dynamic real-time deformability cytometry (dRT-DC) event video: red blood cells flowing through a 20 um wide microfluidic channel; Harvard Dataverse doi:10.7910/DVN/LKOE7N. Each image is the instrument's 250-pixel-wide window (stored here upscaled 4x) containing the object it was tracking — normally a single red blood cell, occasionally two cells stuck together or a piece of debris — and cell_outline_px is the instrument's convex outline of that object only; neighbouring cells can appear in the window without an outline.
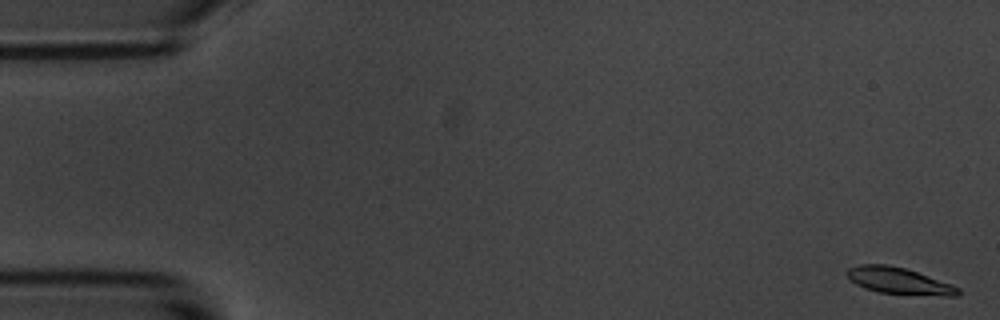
{"species": "common noctule bat (a hibernating species)", "species_latin": "Nyctalus noctula", "temperature_condition": "room temperature", "stored_images_in_passage": 6, "camera_frame_rate_fps": 3000, "um_per_image_px": 0.085, "animal": {"sex": "male", "body_mass_g": 20.1, "forearm_length_mm": 53.5}, "frame": {"image": 1, "passage_image": 1, "time_ms": 0.0, "image_size_px": [1000, 320], "cell_outline_px": [[960, 292], [956, 296], [948, 296], [880, 292], [864, 288], [856, 284], [848, 276], [848, 268], [860, 264], [888, 264], [904, 268], [916, 272], [960, 288]], "centroid_in_image_um": [76.38, 23.86], "position_along_channel_um": 8.6, "area_um2": 16.65}}
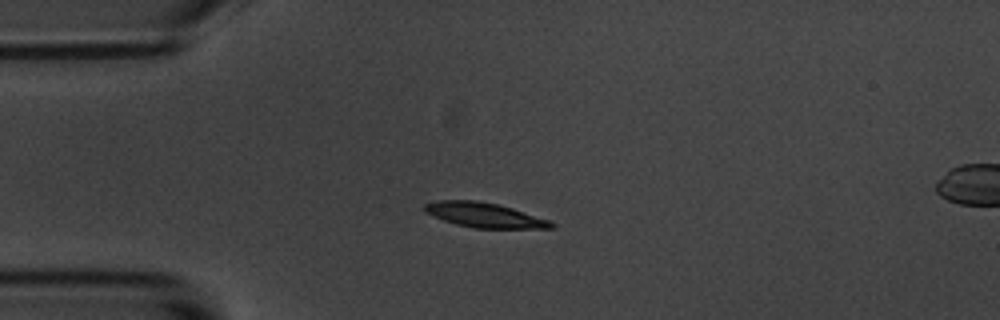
{"frame": {"image": 2, "passage_image": 4, "time_ms": 4.333, "image_size_px": [1000, 320], "cell_outline_px": [[556, 228], [476, 228], [456, 224], [444, 220], [424, 212], [424, 204], [440, 200], [476, 200], [496, 204], [512, 208], [552, 220], [556, 224]], "centroid_in_image_um": [41.23, 18.28], "position_along_channel_um": 43.8, "area_um2": 18.26}}
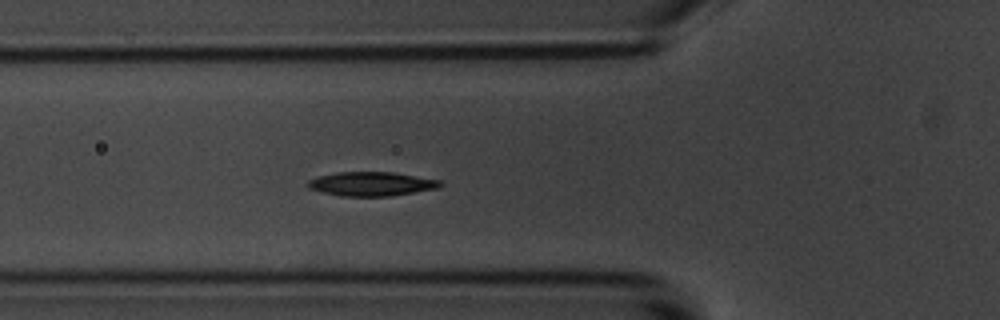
{"frame": {"image": 3, "passage_image": 6, "time_ms": 6.333, "image_size_px": [1000, 320], "cell_outline_px": [[444, 184], [440, 188], [388, 196], [340, 196], [308, 188], [304, 184], [308, 180], [320, 176], [336, 172], [392, 172], [440, 180]], "centroid_in_image_um": [31.57, 15.63], "position_along_channel_um": 94.2, "area_um2": 18.55}}